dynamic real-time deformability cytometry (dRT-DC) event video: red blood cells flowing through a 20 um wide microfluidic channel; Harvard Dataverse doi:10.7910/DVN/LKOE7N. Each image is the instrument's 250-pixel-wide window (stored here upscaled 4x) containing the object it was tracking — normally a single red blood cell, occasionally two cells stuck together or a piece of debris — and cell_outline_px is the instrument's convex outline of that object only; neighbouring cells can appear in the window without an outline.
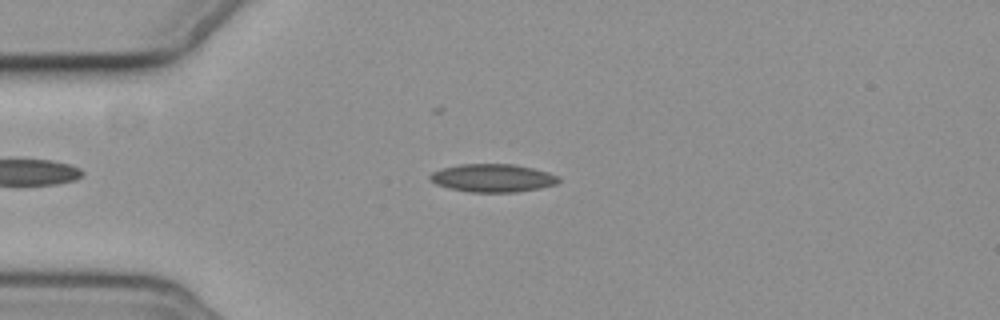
{"species": "common noctule bat (a hibernating species)", "species_latin": "Nyctalus noctula", "temperature_condition": "cold", "stored_images_in_passage": 2, "camera_frame_rate_fps": 3000, "um_per_image_px": 0.085, "animal": {"sex": "female", "body_mass_g": 19.3, "forearm_length_mm": 54.1}, "frame": {"image": 1, "passage_image": 2, "time_ms": 1.333, "image_size_px": [1000, 320], "cell_outline_px": [[560, 180], [556, 184], [540, 188], [516, 192], [468, 192], [448, 188], [436, 184], [428, 176], [432, 172], [440, 168], [460, 164], [512, 164], [532, 168], [548, 172], [556, 176]], "centroid_in_image_um": [41.84, 15.13], "position_along_channel_um": 43.2, "area_um2": 20.98}}